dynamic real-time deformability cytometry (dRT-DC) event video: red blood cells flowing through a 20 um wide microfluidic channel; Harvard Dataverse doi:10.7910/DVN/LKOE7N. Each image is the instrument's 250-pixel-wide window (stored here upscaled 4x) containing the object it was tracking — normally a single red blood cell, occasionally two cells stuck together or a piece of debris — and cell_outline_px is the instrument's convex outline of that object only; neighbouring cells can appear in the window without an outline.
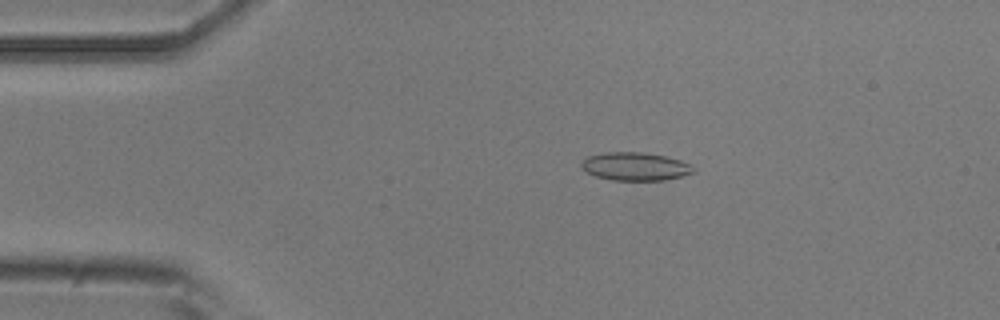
{"species": "common noctule bat (a hibernating species)", "species_latin": "Nyctalus noctula", "temperature_condition": "room temperature", "stored_images_in_passage": 3, "camera_frame_rate_fps": 3000, "um_per_image_px": 0.085, "animal": {"sex": "male", "body_mass_g": 20.5, "forearm_length_mm": 52.5}, "frame": {"image": 1, "passage_image": 2, "time_ms": 1.0, "image_size_px": [1000, 320], "cell_outline_px": [[696, 172], [684, 176], [664, 180], [612, 180], [596, 176], [588, 172], [580, 164], [588, 156], [604, 152], [644, 152], [668, 156], [692, 164]], "centroid_in_image_um": [54.07, 14.14], "position_along_channel_um": 30.9, "area_um2": 18.5}}